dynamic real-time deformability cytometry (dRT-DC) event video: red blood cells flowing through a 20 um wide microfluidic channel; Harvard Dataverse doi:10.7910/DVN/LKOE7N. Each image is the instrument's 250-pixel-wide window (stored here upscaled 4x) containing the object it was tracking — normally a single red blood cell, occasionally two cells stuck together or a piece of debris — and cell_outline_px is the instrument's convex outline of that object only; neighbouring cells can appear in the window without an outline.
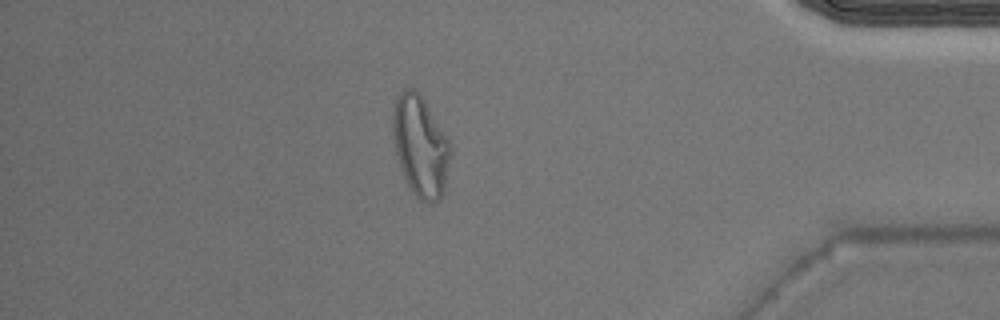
{"species": "Egyptian fruit bat (a non-hibernating species)", "species_latin": "Rousettus aegyptiacus", "temperature_condition": "warm", "stored_images_in_passage": 43, "camera_frame_rate_fps": 3000, "um_per_image_px": 0.085, "animal": {"sex": "male"}, "frame": {"image": 1, "passage_image": 37, "time_ms": 12.0, "image_size_px": [1000, 320], "cell_outline_px": [[452, 152], [444, 192], [440, 200], [420, 200], [412, 192], [404, 176], [396, 152], [392, 132], [392, 112], [396, 96], [404, 88], [412, 88], [424, 100], [452, 144]], "centroid_in_image_um": [35.75, 12.4], "position_along_channel_um": 399.5, "area_um2": 33.81}}